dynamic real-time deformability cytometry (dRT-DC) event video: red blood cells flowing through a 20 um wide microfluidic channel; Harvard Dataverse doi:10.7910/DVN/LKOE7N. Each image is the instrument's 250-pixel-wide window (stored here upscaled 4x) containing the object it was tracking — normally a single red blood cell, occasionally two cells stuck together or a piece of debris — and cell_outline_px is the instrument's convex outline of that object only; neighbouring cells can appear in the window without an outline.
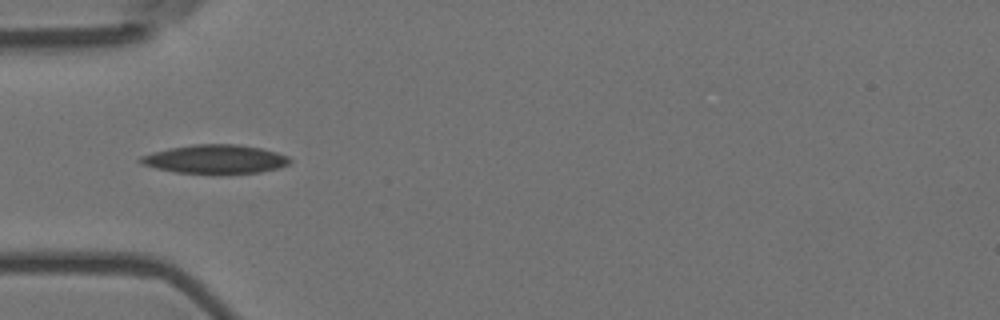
{"species": "Egyptian fruit bat (a non-hibernating species)", "species_latin": "Rousettus aegyptiacus", "temperature_condition": "room temperature", "stored_images_in_passage": 7, "camera_frame_rate_fps": 3000, "um_per_image_px": 0.085, "animal": {"sex": "female"}, "frame": {"image": 1, "passage_image": 2, "time_ms": 0.333, "image_size_px": [1000, 320], "cell_outline_px": [[292, 160], [288, 164], [276, 168], [260, 172], [176, 172], [156, 168], [144, 164], [136, 160], [140, 156], [152, 152], [168, 148], [192, 144], [236, 144], [260, 148], [276, 152], [288, 156]], "centroid_in_image_um": [18.26, 13.5], "position_along_channel_um": 66.7, "area_um2": 24.51}}
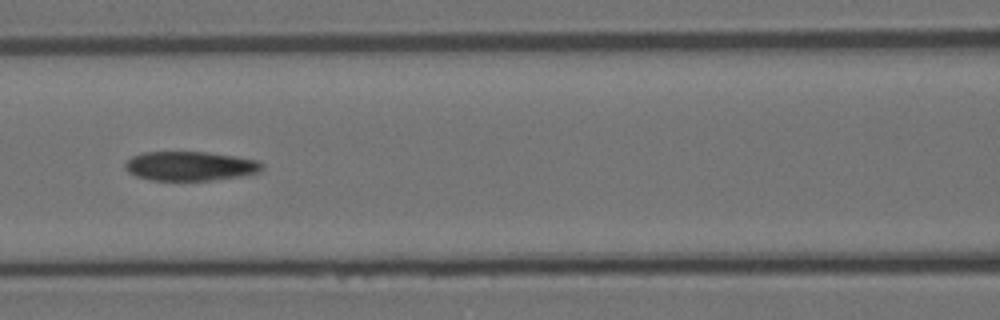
{"frame": {"image": 2, "passage_image": 4, "time_ms": 1.0, "image_size_px": [1000, 320], "cell_outline_px": [[264, 168], [260, 172], [240, 176], [212, 180], [152, 180], [136, 176], [128, 172], [124, 168], [124, 164], [132, 156], [144, 152], [204, 152], [260, 160], [264, 164]], "centroid_in_image_um": [16.18, 14.11], "position_along_channel_um": 150.4, "area_um2": 23.35}}
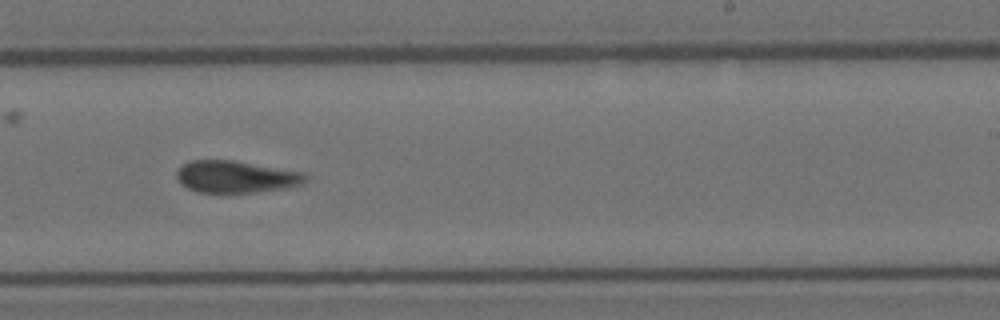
{"frame": {"image": 3, "passage_image": 7, "time_ms": 2.0, "image_size_px": [1000, 320], "cell_outline_px": [[308, 176], [304, 184], [288, 188], [256, 192], [196, 192], [180, 184], [176, 176], [176, 172], [180, 164], [188, 160], [236, 160], [304, 172]], "centroid_in_image_um": [20.06, 15.01], "position_along_channel_um": 268.9, "area_um2": 24.51}}